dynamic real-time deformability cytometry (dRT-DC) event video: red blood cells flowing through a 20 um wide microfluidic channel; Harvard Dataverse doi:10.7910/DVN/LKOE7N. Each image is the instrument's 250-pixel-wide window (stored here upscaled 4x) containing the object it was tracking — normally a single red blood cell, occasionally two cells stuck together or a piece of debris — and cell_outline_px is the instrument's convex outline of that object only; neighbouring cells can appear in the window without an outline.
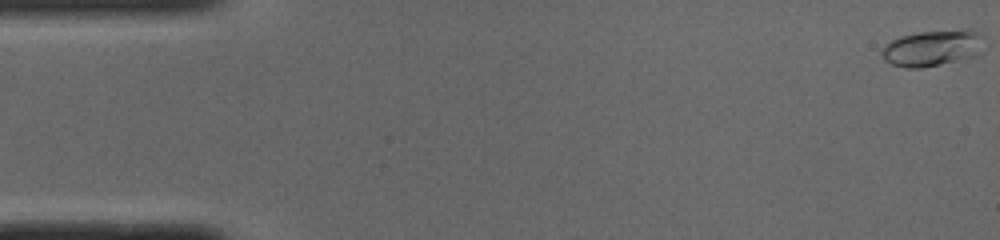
{"species": "common noctule bat (a hibernating species)", "species_latin": "Nyctalus noctula", "temperature_condition": "cold", "stored_images_in_passage": 20, "camera_frame_rate_fps": 3000, "um_per_image_px": 0.085, "animal": {"sex": "male", "body_mass_g": 19.0, "forearm_length_mm": 50.8}, "frame": {"image": 1, "passage_image": 1, "time_ms": 0.0, "image_size_px": [1000, 240], "cell_outline_px": [[984, 52], [980, 56], [920, 68], [904, 68], [892, 64], [884, 60], [880, 52], [892, 40], [900, 36], [920, 32], [968, 28], [984, 36]], "centroid_in_image_um": [79.36, 4.08], "position_along_channel_um": 5.6, "area_um2": 22.02}}
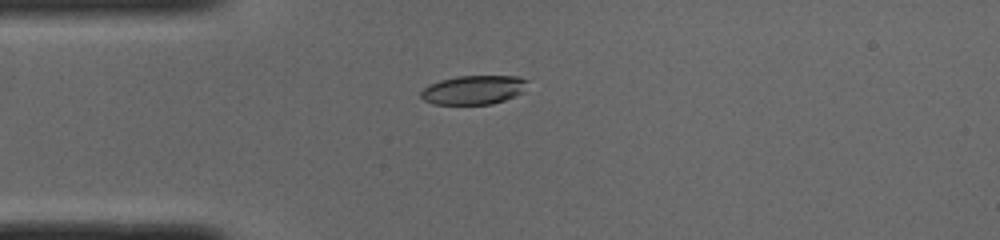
{"frame": {"image": 2, "passage_image": 13, "time_ms": 4.0, "image_size_px": [1000, 240], "cell_outline_px": [[528, 80], [524, 92], [504, 100], [492, 104], [432, 104], [424, 100], [420, 96], [420, 92], [428, 84], [440, 80], [456, 76], [520, 76]], "centroid_in_image_um": [40.25, 7.63], "position_along_channel_um": 44.7, "area_um2": 18.15}}
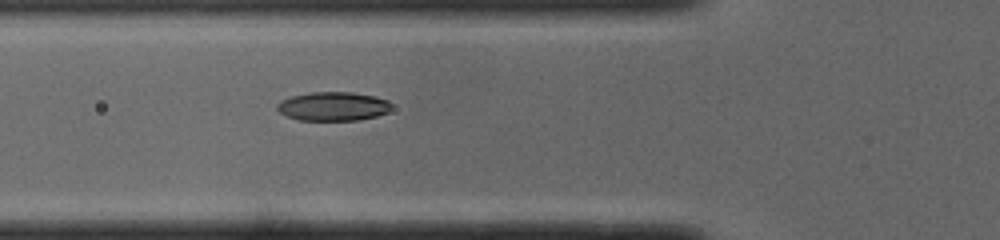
{"frame": {"image": 3, "passage_image": 18, "time_ms": 5.667, "image_size_px": [1000, 240], "cell_outline_px": [[392, 108], [388, 112], [376, 116], [360, 120], [300, 120], [288, 116], [280, 112], [276, 108], [276, 104], [280, 100], [292, 96], [308, 92], [352, 92], [376, 96], [388, 100], [392, 104]], "centroid_in_image_um": [28.34, 9.03], "position_along_channel_um": 97.5, "area_um2": 19.42}}